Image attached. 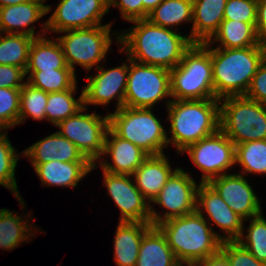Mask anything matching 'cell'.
Masks as SVG:
<instances>
[{"instance_id": "4fadbf2b", "label": "cell", "mask_w": 266, "mask_h": 266, "mask_svg": "<svg viewBox=\"0 0 266 266\" xmlns=\"http://www.w3.org/2000/svg\"><path fill=\"white\" fill-rule=\"evenodd\" d=\"M109 9V0H59L46 20L47 32L58 34L67 30L100 26Z\"/></svg>"}, {"instance_id": "d6986e66", "label": "cell", "mask_w": 266, "mask_h": 266, "mask_svg": "<svg viewBox=\"0 0 266 266\" xmlns=\"http://www.w3.org/2000/svg\"><path fill=\"white\" fill-rule=\"evenodd\" d=\"M103 156L109 157L111 162L103 158ZM148 156L141 148L130 141L120 138L109 128L102 157L97 161L98 164L92 165V170L99 166L102 170L112 174L132 175Z\"/></svg>"}, {"instance_id": "277c9868", "label": "cell", "mask_w": 266, "mask_h": 266, "mask_svg": "<svg viewBox=\"0 0 266 266\" xmlns=\"http://www.w3.org/2000/svg\"><path fill=\"white\" fill-rule=\"evenodd\" d=\"M214 93L217 99L245 96L266 58L265 45L224 49L210 45Z\"/></svg>"}, {"instance_id": "bcb514c9", "label": "cell", "mask_w": 266, "mask_h": 266, "mask_svg": "<svg viewBox=\"0 0 266 266\" xmlns=\"http://www.w3.org/2000/svg\"><path fill=\"white\" fill-rule=\"evenodd\" d=\"M27 1H30V0H0V8L11 6V5H16V4H21Z\"/></svg>"}, {"instance_id": "d6a6232c", "label": "cell", "mask_w": 266, "mask_h": 266, "mask_svg": "<svg viewBox=\"0 0 266 266\" xmlns=\"http://www.w3.org/2000/svg\"><path fill=\"white\" fill-rule=\"evenodd\" d=\"M72 69L26 70V81L47 93L71 89L77 83Z\"/></svg>"}, {"instance_id": "4316f807", "label": "cell", "mask_w": 266, "mask_h": 266, "mask_svg": "<svg viewBox=\"0 0 266 266\" xmlns=\"http://www.w3.org/2000/svg\"><path fill=\"white\" fill-rule=\"evenodd\" d=\"M179 263L165 235L153 226L143 236L136 266H177Z\"/></svg>"}, {"instance_id": "52a82bcc", "label": "cell", "mask_w": 266, "mask_h": 266, "mask_svg": "<svg viewBox=\"0 0 266 266\" xmlns=\"http://www.w3.org/2000/svg\"><path fill=\"white\" fill-rule=\"evenodd\" d=\"M220 130L235 144L266 139V105L245 96L219 100Z\"/></svg>"}, {"instance_id": "ee69618b", "label": "cell", "mask_w": 266, "mask_h": 266, "mask_svg": "<svg viewBox=\"0 0 266 266\" xmlns=\"http://www.w3.org/2000/svg\"><path fill=\"white\" fill-rule=\"evenodd\" d=\"M197 266H231L227 256L220 250L218 253L199 261Z\"/></svg>"}, {"instance_id": "603a6c76", "label": "cell", "mask_w": 266, "mask_h": 266, "mask_svg": "<svg viewBox=\"0 0 266 266\" xmlns=\"http://www.w3.org/2000/svg\"><path fill=\"white\" fill-rule=\"evenodd\" d=\"M152 227L151 223L119 222L113 240V256L117 266H136L143 236Z\"/></svg>"}, {"instance_id": "ba28073f", "label": "cell", "mask_w": 266, "mask_h": 266, "mask_svg": "<svg viewBox=\"0 0 266 266\" xmlns=\"http://www.w3.org/2000/svg\"><path fill=\"white\" fill-rule=\"evenodd\" d=\"M112 23L89 28L67 30L58 33L59 41L67 66L76 72L75 66L80 65L90 71L94 66L97 69L106 59L112 44Z\"/></svg>"}, {"instance_id": "7bdbcfd3", "label": "cell", "mask_w": 266, "mask_h": 266, "mask_svg": "<svg viewBox=\"0 0 266 266\" xmlns=\"http://www.w3.org/2000/svg\"><path fill=\"white\" fill-rule=\"evenodd\" d=\"M258 36L266 40V0L257 3V21L255 25Z\"/></svg>"}, {"instance_id": "9c48e42d", "label": "cell", "mask_w": 266, "mask_h": 266, "mask_svg": "<svg viewBox=\"0 0 266 266\" xmlns=\"http://www.w3.org/2000/svg\"><path fill=\"white\" fill-rule=\"evenodd\" d=\"M167 100V98H169ZM166 98V106L172 101L170 70L142 64L129 59V72L124 106L152 108Z\"/></svg>"}, {"instance_id": "9a60e30c", "label": "cell", "mask_w": 266, "mask_h": 266, "mask_svg": "<svg viewBox=\"0 0 266 266\" xmlns=\"http://www.w3.org/2000/svg\"><path fill=\"white\" fill-rule=\"evenodd\" d=\"M128 62V64H127ZM96 74L87 76V84L83 87L84 107L96 105L106 107L117 99L116 110L124 106L126 85L129 72V58L122 65L105 69L101 65Z\"/></svg>"}, {"instance_id": "5bb4252c", "label": "cell", "mask_w": 266, "mask_h": 266, "mask_svg": "<svg viewBox=\"0 0 266 266\" xmlns=\"http://www.w3.org/2000/svg\"><path fill=\"white\" fill-rule=\"evenodd\" d=\"M102 171L107 195L120 210L119 222L151 223L150 202L136 187L133 176Z\"/></svg>"}, {"instance_id": "e0dca14e", "label": "cell", "mask_w": 266, "mask_h": 266, "mask_svg": "<svg viewBox=\"0 0 266 266\" xmlns=\"http://www.w3.org/2000/svg\"><path fill=\"white\" fill-rule=\"evenodd\" d=\"M244 221L263 212L261 202L249 184L247 177L239 173H227L208 182Z\"/></svg>"}, {"instance_id": "74e56055", "label": "cell", "mask_w": 266, "mask_h": 266, "mask_svg": "<svg viewBox=\"0 0 266 266\" xmlns=\"http://www.w3.org/2000/svg\"><path fill=\"white\" fill-rule=\"evenodd\" d=\"M223 19L256 23L257 2L252 0H227Z\"/></svg>"}, {"instance_id": "8d00e7d4", "label": "cell", "mask_w": 266, "mask_h": 266, "mask_svg": "<svg viewBox=\"0 0 266 266\" xmlns=\"http://www.w3.org/2000/svg\"><path fill=\"white\" fill-rule=\"evenodd\" d=\"M21 88L0 87V128L9 130L18 125Z\"/></svg>"}, {"instance_id": "8992f818", "label": "cell", "mask_w": 266, "mask_h": 266, "mask_svg": "<svg viewBox=\"0 0 266 266\" xmlns=\"http://www.w3.org/2000/svg\"><path fill=\"white\" fill-rule=\"evenodd\" d=\"M109 128L120 138L130 141L148 155L163 154L168 133L152 108L121 109L109 113Z\"/></svg>"}, {"instance_id": "1f68e13d", "label": "cell", "mask_w": 266, "mask_h": 266, "mask_svg": "<svg viewBox=\"0 0 266 266\" xmlns=\"http://www.w3.org/2000/svg\"><path fill=\"white\" fill-rule=\"evenodd\" d=\"M33 40L34 37L25 34L0 33V65L18 66L26 70Z\"/></svg>"}, {"instance_id": "5b68a950", "label": "cell", "mask_w": 266, "mask_h": 266, "mask_svg": "<svg viewBox=\"0 0 266 266\" xmlns=\"http://www.w3.org/2000/svg\"><path fill=\"white\" fill-rule=\"evenodd\" d=\"M172 100H202L215 97L210 45L193 43L180 63L170 70Z\"/></svg>"}, {"instance_id": "7a4b0ae2", "label": "cell", "mask_w": 266, "mask_h": 266, "mask_svg": "<svg viewBox=\"0 0 266 266\" xmlns=\"http://www.w3.org/2000/svg\"><path fill=\"white\" fill-rule=\"evenodd\" d=\"M180 263H194L221 250L220 234L197 211L157 225Z\"/></svg>"}, {"instance_id": "e575fe53", "label": "cell", "mask_w": 266, "mask_h": 266, "mask_svg": "<svg viewBox=\"0 0 266 266\" xmlns=\"http://www.w3.org/2000/svg\"><path fill=\"white\" fill-rule=\"evenodd\" d=\"M247 228H242L240 237L236 240L245 247L259 262L266 264V219L263 212L249 219ZM247 231V234H244Z\"/></svg>"}, {"instance_id": "d4e9b609", "label": "cell", "mask_w": 266, "mask_h": 266, "mask_svg": "<svg viewBox=\"0 0 266 266\" xmlns=\"http://www.w3.org/2000/svg\"><path fill=\"white\" fill-rule=\"evenodd\" d=\"M256 23L236 20H223L218 30L207 41L209 45L217 43V48L234 49L264 45L257 34ZM220 43V44H219Z\"/></svg>"}, {"instance_id": "3957f363", "label": "cell", "mask_w": 266, "mask_h": 266, "mask_svg": "<svg viewBox=\"0 0 266 266\" xmlns=\"http://www.w3.org/2000/svg\"><path fill=\"white\" fill-rule=\"evenodd\" d=\"M170 121L168 145L171 143L178 155L189 145L216 133L220 129L219 99L172 100L168 106Z\"/></svg>"}, {"instance_id": "cb8c5ba5", "label": "cell", "mask_w": 266, "mask_h": 266, "mask_svg": "<svg viewBox=\"0 0 266 266\" xmlns=\"http://www.w3.org/2000/svg\"><path fill=\"white\" fill-rule=\"evenodd\" d=\"M227 0H193V20L189 38L193 43L207 42L224 20Z\"/></svg>"}, {"instance_id": "ab89813d", "label": "cell", "mask_w": 266, "mask_h": 266, "mask_svg": "<svg viewBox=\"0 0 266 266\" xmlns=\"http://www.w3.org/2000/svg\"><path fill=\"white\" fill-rule=\"evenodd\" d=\"M245 97L266 105V58L253 76Z\"/></svg>"}, {"instance_id": "44dd1931", "label": "cell", "mask_w": 266, "mask_h": 266, "mask_svg": "<svg viewBox=\"0 0 266 266\" xmlns=\"http://www.w3.org/2000/svg\"><path fill=\"white\" fill-rule=\"evenodd\" d=\"M170 163L165 153L149 155L132 174L136 187L150 204L178 168L173 169Z\"/></svg>"}, {"instance_id": "836d02e7", "label": "cell", "mask_w": 266, "mask_h": 266, "mask_svg": "<svg viewBox=\"0 0 266 266\" xmlns=\"http://www.w3.org/2000/svg\"><path fill=\"white\" fill-rule=\"evenodd\" d=\"M242 167L241 173L266 175V139L235 145V165Z\"/></svg>"}, {"instance_id": "7402d4cb", "label": "cell", "mask_w": 266, "mask_h": 266, "mask_svg": "<svg viewBox=\"0 0 266 266\" xmlns=\"http://www.w3.org/2000/svg\"><path fill=\"white\" fill-rule=\"evenodd\" d=\"M91 162H61L52 160L40 163L34 171L42 186H58L76 188L78 183L92 171Z\"/></svg>"}, {"instance_id": "c3c4849f", "label": "cell", "mask_w": 266, "mask_h": 266, "mask_svg": "<svg viewBox=\"0 0 266 266\" xmlns=\"http://www.w3.org/2000/svg\"><path fill=\"white\" fill-rule=\"evenodd\" d=\"M252 1H255V2H257V3H258V2H260V1H262V0H252Z\"/></svg>"}, {"instance_id": "4dcf8cb0", "label": "cell", "mask_w": 266, "mask_h": 266, "mask_svg": "<svg viewBox=\"0 0 266 266\" xmlns=\"http://www.w3.org/2000/svg\"><path fill=\"white\" fill-rule=\"evenodd\" d=\"M7 132L8 130L0 131V186L10 190L15 198L18 199L17 201L23 211L25 209V202L19 193L15 176L17 163L22 153H18L12 146Z\"/></svg>"}, {"instance_id": "ac0fdd59", "label": "cell", "mask_w": 266, "mask_h": 266, "mask_svg": "<svg viewBox=\"0 0 266 266\" xmlns=\"http://www.w3.org/2000/svg\"><path fill=\"white\" fill-rule=\"evenodd\" d=\"M44 2L46 0H30L0 8V33L25 34L34 38L45 36L48 33L47 21L41 24V32H36L33 24L51 12V5Z\"/></svg>"}, {"instance_id": "d590c367", "label": "cell", "mask_w": 266, "mask_h": 266, "mask_svg": "<svg viewBox=\"0 0 266 266\" xmlns=\"http://www.w3.org/2000/svg\"><path fill=\"white\" fill-rule=\"evenodd\" d=\"M47 100V92L36 88L26 82V84L21 88L20 93L18 125L26 123L25 120L27 118L44 121L46 119L45 109Z\"/></svg>"}, {"instance_id": "7dc6e473", "label": "cell", "mask_w": 266, "mask_h": 266, "mask_svg": "<svg viewBox=\"0 0 266 266\" xmlns=\"http://www.w3.org/2000/svg\"><path fill=\"white\" fill-rule=\"evenodd\" d=\"M177 266H197L194 263H179Z\"/></svg>"}, {"instance_id": "f1b7e54d", "label": "cell", "mask_w": 266, "mask_h": 266, "mask_svg": "<svg viewBox=\"0 0 266 266\" xmlns=\"http://www.w3.org/2000/svg\"><path fill=\"white\" fill-rule=\"evenodd\" d=\"M147 19L152 24L178 31L182 23L193 20V0H163Z\"/></svg>"}, {"instance_id": "ffe728a7", "label": "cell", "mask_w": 266, "mask_h": 266, "mask_svg": "<svg viewBox=\"0 0 266 266\" xmlns=\"http://www.w3.org/2000/svg\"><path fill=\"white\" fill-rule=\"evenodd\" d=\"M29 158L32 167L37 164L58 160L61 162H90L78 150L77 146L58 131L46 136L22 151Z\"/></svg>"}, {"instance_id": "6da1fadb", "label": "cell", "mask_w": 266, "mask_h": 266, "mask_svg": "<svg viewBox=\"0 0 266 266\" xmlns=\"http://www.w3.org/2000/svg\"><path fill=\"white\" fill-rule=\"evenodd\" d=\"M131 23L134 25L128 30L113 31L112 35L118 46H122L119 53H126V57L136 62L171 70L193 44L189 35L152 24L148 19Z\"/></svg>"}, {"instance_id": "f35d334b", "label": "cell", "mask_w": 266, "mask_h": 266, "mask_svg": "<svg viewBox=\"0 0 266 266\" xmlns=\"http://www.w3.org/2000/svg\"><path fill=\"white\" fill-rule=\"evenodd\" d=\"M221 251L227 256L231 266H266L236 240L222 241Z\"/></svg>"}, {"instance_id": "83f0119b", "label": "cell", "mask_w": 266, "mask_h": 266, "mask_svg": "<svg viewBox=\"0 0 266 266\" xmlns=\"http://www.w3.org/2000/svg\"><path fill=\"white\" fill-rule=\"evenodd\" d=\"M71 69L67 66L62 47L56 38H34L29 50L26 70Z\"/></svg>"}, {"instance_id": "7c38bea8", "label": "cell", "mask_w": 266, "mask_h": 266, "mask_svg": "<svg viewBox=\"0 0 266 266\" xmlns=\"http://www.w3.org/2000/svg\"><path fill=\"white\" fill-rule=\"evenodd\" d=\"M184 152L188 153L194 166L201 170V183H208L235 167V144L220 129L187 146L180 154Z\"/></svg>"}, {"instance_id": "b9f144b4", "label": "cell", "mask_w": 266, "mask_h": 266, "mask_svg": "<svg viewBox=\"0 0 266 266\" xmlns=\"http://www.w3.org/2000/svg\"><path fill=\"white\" fill-rule=\"evenodd\" d=\"M118 7L121 18L129 23L143 19L142 0H109V7Z\"/></svg>"}, {"instance_id": "2e32d148", "label": "cell", "mask_w": 266, "mask_h": 266, "mask_svg": "<svg viewBox=\"0 0 266 266\" xmlns=\"http://www.w3.org/2000/svg\"><path fill=\"white\" fill-rule=\"evenodd\" d=\"M196 210L211 227L217 225L223 232L220 234L222 241H235L240 237L244 220L228 206L209 183L200 182L198 186Z\"/></svg>"}, {"instance_id": "60d3db41", "label": "cell", "mask_w": 266, "mask_h": 266, "mask_svg": "<svg viewBox=\"0 0 266 266\" xmlns=\"http://www.w3.org/2000/svg\"><path fill=\"white\" fill-rule=\"evenodd\" d=\"M26 70L11 65H0V87L22 88L27 81Z\"/></svg>"}, {"instance_id": "30bf717a", "label": "cell", "mask_w": 266, "mask_h": 266, "mask_svg": "<svg viewBox=\"0 0 266 266\" xmlns=\"http://www.w3.org/2000/svg\"><path fill=\"white\" fill-rule=\"evenodd\" d=\"M86 107L75 115L61 121L56 127L58 132L77 146L78 150L92 164L102 157L107 131L109 129V114L84 113Z\"/></svg>"}, {"instance_id": "f6af8a7d", "label": "cell", "mask_w": 266, "mask_h": 266, "mask_svg": "<svg viewBox=\"0 0 266 266\" xmlns=\"http://www.w3.org/2000/svg\"><path fill=\"white\" fill-rule=\"evenodd\" d=\"M163 0H142L143 19H147L149 13L153 11Z\"/></svg>"}, {"instance_id": "8fae6325", "label": "cell", "mask_w": 266, "mask_h": 266, "mask_svg": "<svg viewBox=\"0 0 266 266\" xmlns=\"http://www.w3.org/2000/svg\"><path fill=\"white\" fill-rule=\"evenodd\" d=\"M200 185L182 167H178L151 203L165 208L163 214L150 204L151 224L157 226L167 219L180 217L196 210L197 189ZM167 210V211H166ZM163 215V216H162Z\"/></svg>"}, {"instance_id": "484cf974", "label": "cell", "mask_w": 266, "mask_h": 266, "mask_svg": "<svg viewBox=\"0 0 266 266\" xmlns=\"http://www.w3.org/2000/svg\"><path fill=\"white\" fill-rule=\"evenodd\" d=\"M22 217L17 212L13 214L7 208H0V249L5 251H13L25 243L31 240L38 228L34 227L30 221L33 219L31 214ZM27 218V219H26ZM32 218V219H31ZM30 220V221H29Z\"/></svg>"}, {"instance_id": "f546056e", "label": "cell", "mask_w": 266, "mask_h": 266, "mask_svg": "<svg viewBox=\"0 0 266 266\" xmlns=\"http://www.w3.org/2000/svg\"><path fill=\"white\" fill-rule=\"evenodd\" d=\"M77 83L68 90L48 93L45 109L46 120L57 126L61 121L75 115L84 107L83 89L81 95L76 99Z\"/></svg>"}]
</instances>
